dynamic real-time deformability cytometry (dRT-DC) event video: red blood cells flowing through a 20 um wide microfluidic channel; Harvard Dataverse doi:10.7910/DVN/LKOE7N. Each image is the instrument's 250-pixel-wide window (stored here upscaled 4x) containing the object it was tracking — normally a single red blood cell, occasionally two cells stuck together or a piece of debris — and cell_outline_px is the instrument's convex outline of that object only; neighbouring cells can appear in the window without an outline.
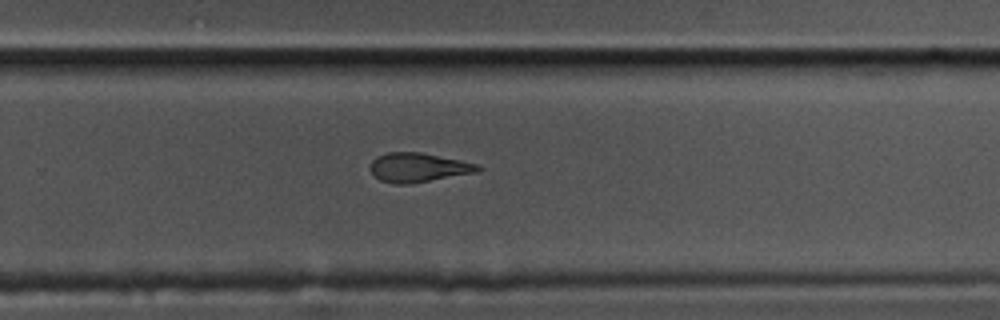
{"species": "common noctule bat (a hibernating species)", "species_latin": "Nyctalus noctula", "temperature_condition": "cold", "stored_images_in_passage": 31, "camera_frame_rate_fps": 3000, "um_per_image_px": 0.085, "animal": {"sex": "male", "body_mass_g": 17.5, "forearm_length_mm": 52.3}, "frame": {"image": 1, "passage_image": 22, "time_ms": 7.0, "image_size_px": [1000, 320], "cell_outline_px": [[480, 172], [408, 184], [396, 184], [380, 180], [368, 168], [372, 160], [376, 156], [388, 152], [420, 152], [460, 160], [476, 164], [480, 168]], "centroid_in_image_um": [35.52, 14.23], "position_along_channel_um": 294.3, "area_um2": 18.26}}